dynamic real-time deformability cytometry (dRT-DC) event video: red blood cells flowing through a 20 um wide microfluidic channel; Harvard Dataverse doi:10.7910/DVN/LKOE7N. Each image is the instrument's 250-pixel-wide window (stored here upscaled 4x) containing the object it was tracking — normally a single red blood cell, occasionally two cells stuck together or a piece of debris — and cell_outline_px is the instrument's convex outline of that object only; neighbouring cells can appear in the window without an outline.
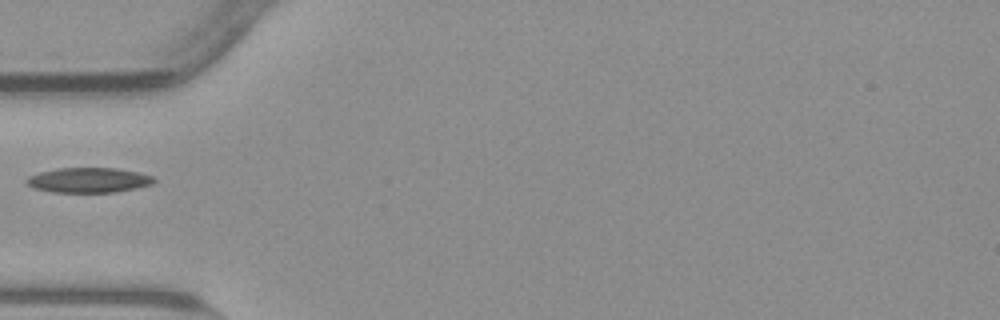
{"species": "common noctule bat (a hibernating species)", "species_latin": "Nyctalus noctula", "temperature_condition": "warm", "stored_images_in_passage": 37, "camera_frame_rate_fps": 3000, "um_per_image_px": 0.085, "animal": {"sex": "male", "body_mass_g": 23.1, "forearm_length_mm": 52.7}, "frame": {"image": 1, "passage_image": 1, "time_ms": 0.0, "image_size_px": [1000, 320], "cell_outline_px": [[156, 180], [152, 184], [136, 188], [116, 192], [52, 192], [32, 188], [24, 180], [28, 176], [40, 172], [60, 168], [116, 168], [136, 172], [152, 176]], "centroid_in_image_um": [7.5, 15.31], "position_along_channel_um": 77.5, "area_um2": 18.5}}
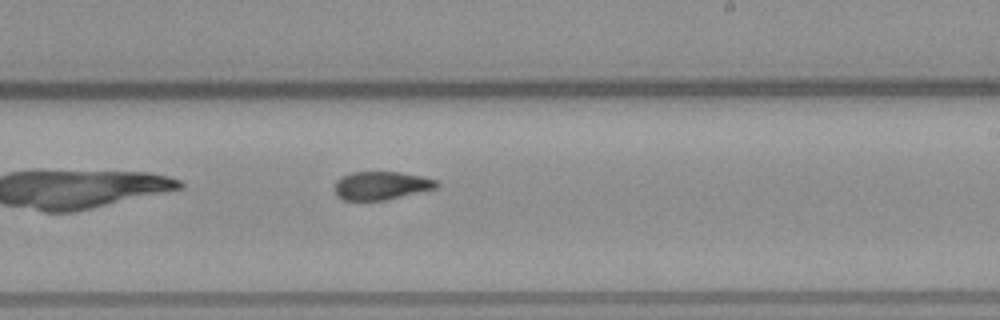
{"frame": {"image": 2, "passage_image": 15, "time_ms": 4.667, "image_size_px": [1000, 320], "cell_outline_px": [[440, 184], [436, 188], [384, 200], [340, 200], [336, 196], [332, 188], [336, 180], [340, 176], [352, 172], [400, 172], [420, 176], [436, 180]], "centroid_in_image_um": [32.31, 15.77], "position_along_channel_um": 256.7, "area_um2": 16.94}}
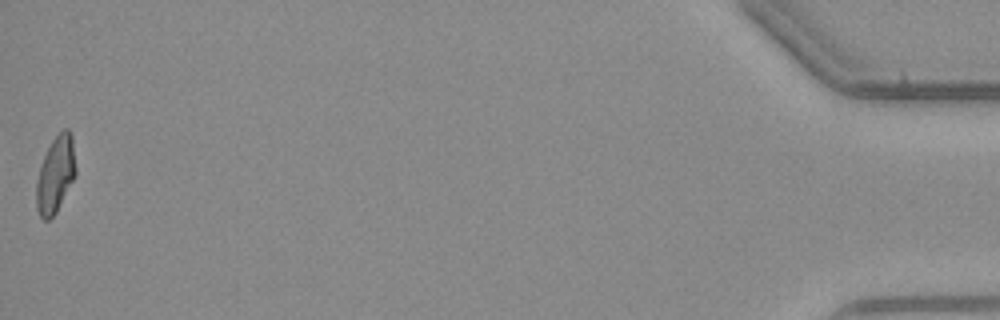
{"frame": {"image": 3, "passage_image": 37, "time_ms": 12.0, "image_size_px": [1000, 320], "cell_outline_px": [[76, 172], [56, 212], [48, 220], [44, 220], [40, 216], [36, 208], [36, 180], [44, 156], [52, 140], [64, 128], [68, 128], [72, 136], [76, 168]], "centroid_in_image_um": [4.71, 14.82], "position_along_channel_um": 430.5, "area_um2": 17.22}}